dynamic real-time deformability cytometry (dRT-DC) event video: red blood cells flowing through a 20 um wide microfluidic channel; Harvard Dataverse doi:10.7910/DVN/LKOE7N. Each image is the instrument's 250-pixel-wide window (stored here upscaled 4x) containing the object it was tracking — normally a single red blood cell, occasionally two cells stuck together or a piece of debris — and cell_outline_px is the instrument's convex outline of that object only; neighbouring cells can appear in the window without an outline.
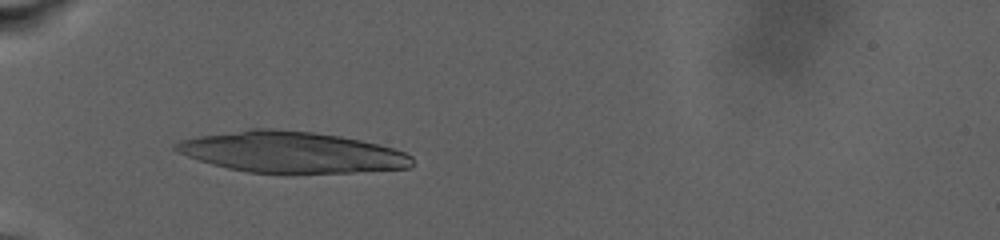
{"species": "human", "species_latin": "Homo sapiens", "temperature_condition": "warm", "stored_images_in_passage": 72, "camera_frame_rate_fps": 3000, "um_per_image_px": 0.085, "donor": {"sex": "male"}, "frame": {"image": 1, "passage_image": 2, "time_ms": 0.667, "image_size_px": [1000, 240], "cell_outline_px": [[412, 168], [352, 172], [248, 172], [228, 168], [212, 164], [176, 152], [172, 148], [172, 144], [180, 140], [196, 136], [248, 128], [272, 128], [312, 132], [340, 136], [380, 144], [404, 152], [412, 156]], "centroid_in_image_um": [24.73, 12.91], "position_along_channel_um": 60.3, "area_um2": 56.47}}
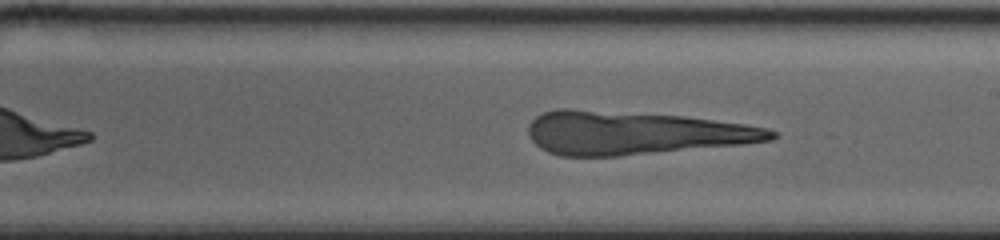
{"frame": {"image": 2, "passage_image": 27, "time_ms": 8.0, "image_size_px": [1000, 240], "cell_outline_px": [[780, 136], [772, 140], [744, 144], [616, 156], [560, 156], [548, 152], [540, 148], [532, 140], [528, 132], [528, 124], [536, 116], [544, 112], [556, 108], [568, 108], [684, 116], [744, 124], [768, 128], [776, 132]], "centroid_in_image_um": [53.93, 11.29], "position_along_channel_um": 235.1, "area_um2": 61.27}}
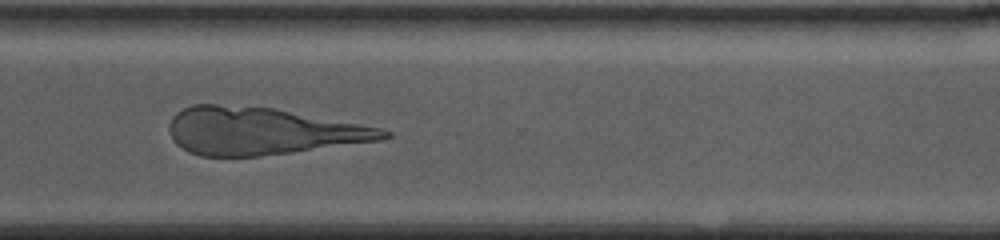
{"frame": {"image": 3, "passage_image": 43, "time_ms": 12.333, "image_size_px": [1000, 240], "cell_outline_px": [[392, 136], [384, 140], [256, 156], [200, 156], [188, 152], [176, 144], [172, 140], [168, 128], [168, 124], [172, 116], [176, 112], [192, 104], [216, 104], [276, 108], [384, 128], [392, 132]], "centroid_in_image_um": [22.27, 11.13], "position_along_channel_um": 348.3, "area_um2": 59.3}}